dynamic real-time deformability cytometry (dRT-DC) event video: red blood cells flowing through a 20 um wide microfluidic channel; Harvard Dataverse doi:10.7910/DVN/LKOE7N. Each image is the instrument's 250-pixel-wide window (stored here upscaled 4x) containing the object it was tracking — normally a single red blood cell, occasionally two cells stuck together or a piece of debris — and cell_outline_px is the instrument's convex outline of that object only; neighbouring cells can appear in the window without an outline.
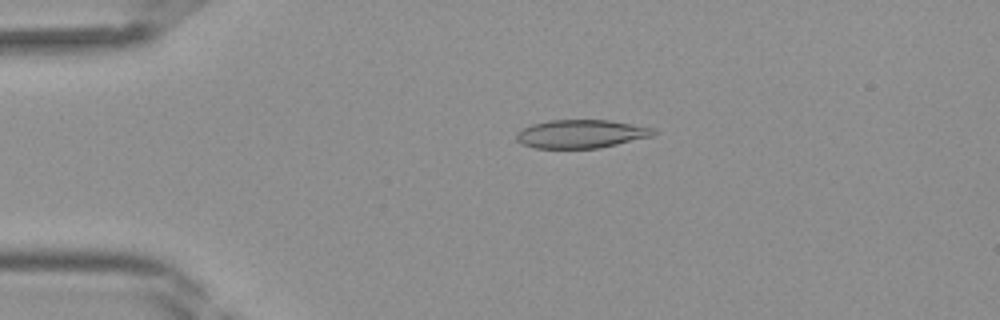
{"species": "Egyptian fruit bat (a non-hibernating species)", "species_latin": "Rousettus aegyptiacus", "temperature_condition": "room temperature", "stored_images_in_passage": 37, "camera_frame_rate_fps": 3000, "um_per_image_px": 0.085, "frame": {"image": 1, "passage_image": 5, "time_ms": 1.333, "image_size_px": [1000, 320], "cell_outline_px": [[656, 132], [652, 136], [600, 148], [536, 148], [520, 144], [516, 140], [516, 132], [520, 128], [532, 124], [548, 120], [608, 120], [656, 128]], "centroid_in_image_um": [49.35, 11.38], "position_along_channel_um": 35.7, "area_um2": 22.83}}
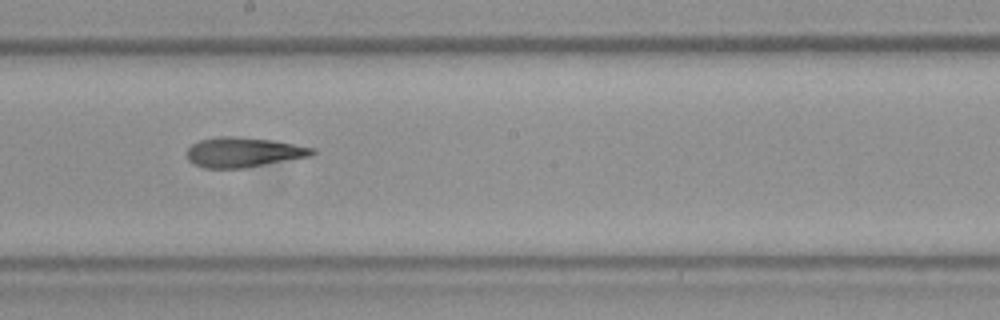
{"frame": {"image": 2, "passage_image": 19, "time_ms": 6.0, "image_size_px": [1000, 320], "cell_outline_px": [[316, 152], [312, 156], [244, 168], [204, 168], [192, 164], [188, 160], [184, 152], [192, 144], [200, 140], [220, 136], [240, 136], [272, 140], [316, 148]], "centroid_in_image_um": [20.67, 12.94], "position_along_channel_um": 227.5, "area_um2": 22.14}}
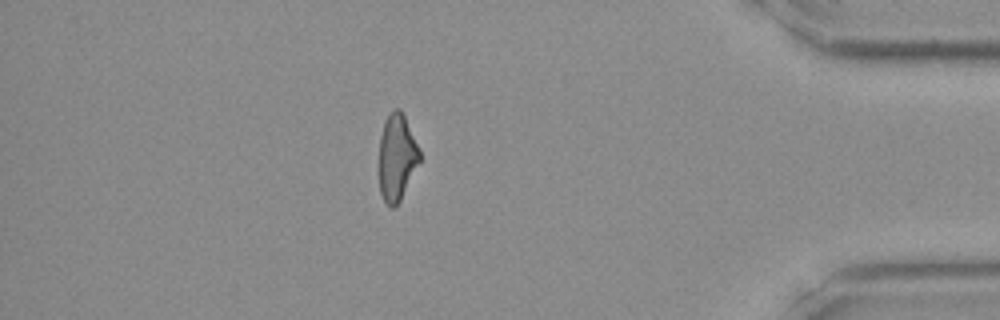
{"frame": {"image": 3, "passage_image": 32, "time_ms": 10.333, "image_size_px": [1000, 320], "cell_outline_px": [[420, 160], [400, 200], [392, 208], [384, 200], [380, 192], [380, 136], [384, 120], [392, 108], [400, 108], [420, 148]], "centroid_in_image_um": [33.73, 13.31], "position_along_channel_um": 401.5, "area_um2": 20.23}}